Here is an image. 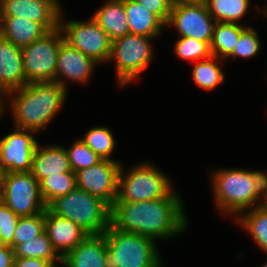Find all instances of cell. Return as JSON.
<instances>
[{
	"label": "cell",
	"mask_w": 267,
	"mask_h": 267,
	"mask_svg": "<svg viewBox=\"0 0 267 267\" xmlns=\"http://www.w3.org/2000/svg\"><path fill=\"white\" fill-rule=\"evenodd\" d=\"M60 0H0V16L24 17L42 25L48 32L59 28Z\"/></svg>",
	"instance_id": "5bb4252c"
},
{
	"label": "cell",
	"mask_w": 267,
	"mask_h": 267,
	"mask_svg": "<svg viewBox=\"0 0 267 267\" xmlns=\"http://www.w3.org/2000/svg\"><path fill=\"white\" fill-rule=\"evenodd\" d=\"M80 139L101 159L114 160L111 155L114 152L116 140L109 128L105 126L91 128Z\"/></svg>",
	"instance_id": "f1b7e54d"
},
{
	"label": "cell",
	"mask_w": 267,
	"mask_h": 267,
	"mask_svg": "<svg viewBox=\"0 0 267 267\" xmlns=\"http://www.w3.org/2000/svg\"><path fill=\"white\" fill-rule=\"evenodd\" d=\"M41 197L48 206L53 200L64 196L77 187L76 173L65 172L49 176L39 182Z\"/></svg>",
	"instance_id": "83f0119b"
},
{
	"label": "cell",
	"mask_w": 267,
	"mask_h": 267,
	"mask_svg": "<svg viewBox=\"0 0 267 267\" xmlns=\"http://www.w3.org/2000/svg\"><path fill=\"white\" fill-rule=\"evenodd\" d=\"M3 245V242H2V240H1V238H0V246H2Z\"/></svg>",
	"instance_id": "7bdbcfd3"
},
{
	"label": "cell",
	"mask_w": 267,
	"mask_h": 267,
	"mask_svg": "<svg viewBox=\"0 0 267 267\" xmlns=\"http://www.w3.org/2000/svg\"><path fill=\"white\" fill-rule=\"evenodd\" d=\"M97 64L94 60L63 41L58 51L55 82L67 88V80L85 84L91 79Z\"/></svg>",
	"instance_id": "9a60e30c"
},
{
	"label": "cell",
	"mask_w": 267,
	"mask_h": 267,
	"mask_svg": "<svg viewBox=\"0 0 267 267\" xmlns=\"http://www.w3.org/2000/svg\"><path fill=\"white\" fill-rule=\"evenodd\" d=\"M103 234L107 244V267H163L157 241L118 230L112 224Z\"/></svg>",
	"instance_id": "5b68a950"
},
{
	"label": "cell",
	"mask_w": 267,
	"mask_h": 267,
	"mask_svg": "<svg viewBox=\"0 0 267 267\" xmlns=\"http://www.w3.org/2000/svg\"><path fill=\"white\" fill-rule=\"evenodd\" d=\"M172 7L181 5V4H195L199 3V0H169Z\"/></svg>",
	"instance_id": "74e56055"
},
{
	"label": "cell",
	"mask_w": 267,
	"mask_h": 267,
	"mask_svg": "<svg viewBox=\"0 0 267 267\" xmlns=\"http://www.w3.org/2000/svg\"><path fill=\"white\" fill-rule=\"evenodd\" d=\"M45 231L54 250L63 259L89 234L71 220L52 213L48 208L44 211Z\"/></svg>",
	"instance_id": "2e32d148"
},
{
	"label": "cell",
	"mask_w": 267,
	"mask_h": 267,
	"mask_svg": "<svg viewBox=\"0 0 267 267\" xmlns=\"http://www.w3.org/2000/svg\"><path fill=\"white\" fill-rule=\"evenodd\" d=\"M124 169L121 163L115 201H149L166 197L173 190L170 178L151 163H138L127 172Z\"/></svg>",
	"instance_id": "8992f818"
},
{
	"label": "cell",
	"mask_w": 267,
	"mask_h": 267,
	"mask_svg": "<svg viewBox=\"0 0 267 267\" xmlns=\"http://www.w3.org/2000/svg\"><path fill=\"white\" fill-rule=\"evenodd\" d=\"M36 132L14 127V131L0 139V173L30 172L35 148Z\"/></svg>",
	"instance_id": "7c38bea8"
},
{
	"label": "cell",
	"mask_w": 267,
	"mask_h": 267,
	"mask_svg": "<svg viewBox=\"0 0 267 267\" xmlns=\"http://www.w3.org/2000/svg\"><path fill=\"white\" fill-rule=\"evenodd\" d=\"M70 171L71 167L65 147L60 144L41 147L38 142L33 153L30 171L38 182L46 177Z\"/></svg>",
	"instance_id": "ac0fdd59"
},
{
	"label": "cell",
	"mask_w": 267,
	"mask_h": 267,
	"mask_svg": "<svg viewBox=\"0 0 267 267\" xmlns=\"http://www.w3.org/2000/svg\"><path fill=\"white\" fill-rule=\"evenodd\" d=\"M130 34L160 37L166 24L136 0H124Z\"/></svg>",
	"instance_id": "7402d4cb"
},
{
	"label": "cell",
	"mask_w": 267,
	"mask_h": 267,
	"mask_svg": "<svg viewBox=\"0 0 267 267\" xmlns=\"http://www.w3.org/2000/svg\"><path fill=\"white\" fill-rule=\"evenodd\" d=\"M174 54L183 61L208 59L211 56L210 45L191 37H178L174 44Z\"/></svg>",
	"instance_id": "f546056e"
},
{
	"label": "cell",
	"mask_w": 267,
	"mask_h": 267,
	"mask_svg": "<svg viewBox=\"0 0 267 267\" xmlns=\"http://www.w3.org/2000/svg\"><path fill=\"white\" fill-rule=\"evenodd\" d=\"M186 215L183 200L174 190L163 198L115 201L111 206V224L116 229L143 235L154 241L180 236L188 228Z\"/></svg>",
	"instance_id": "6da1fadb"
},
{
	"label": "cell",
	"mask_w": 267,
	"mask_h": 267,
	"mask_svg": "<svg viewBox=\"0 0 267 267\" xmlns=\"http://www.w3.org/2000/svg\"><path fill=\"white\" fill-rule=\"evenodd\" d=\"M25 85L22 48L0 35V93L5 96Z\"/></svg>",
	"instance_id": "e0dca14e"
},
{
	"label": "cell",
	"mask_w": 267,
	"mask_h": 267,
	"mask_svg": "<svg viewBox=\"0 0 267 267\" xmlns=\"http://www.w3.org/2000/svg\"><path fill=\"white\" fill-rule=\"evenodd\" d=\"M149 12L158 16L165 24L168 23L172 5L169 0H136Z\"/></svg>",
	"instance_id": "e575fe53"
},
{
	"label": "cell",
	"mask_w": 267,
	"mask_h": 267,
	"mask_svg": "<svg viewBox=\"0 0 267 267\" xmlns=\"http://www.w3.org/2000/svg\"><path fill=\"white\" fill-rule=\"evenodd\" d=\"M3 99H4V96L0 93V108L2 107Z\"/></svg>",
	"instance_id": "60d3db41"
},
{
	"label": "cell",
	"mask_w": 267,
	"mask_h": 267,
	"mask_svg": "<svg viewBox=\"0 0 267 267\" xmlns=\"http://www.w3.org/2000/svg\"><path fill=\"white\" fill-rule=\"evenodd\" d=\"M13 267H55L50 261L38 258L15 257Z\"/></svg>",
	"instance_id": "d590c367"
},
{
	"label": "cell",
	"mask_w": 267,
	"mask_h": 267,
	"mask_svg": "<svg viewBox=\"0 0 267 267\" xmlns=\"http://www.w3.org/2000/svg\"><path fill=\"white\" fill-rule=\"evenodd\" d=\"M48 31L39 23L16 16H0V35L19 48L43 37Z\"/></svg>",
	"instance_id": "ffe728a7"
},
{
	"label": "cell",
	"mask_w": 267,
	"mask_h": 267,
	"mask_svg": "<svg viewBox=\"0 0 267 267\" xmlns=\"http://www.w3.org/2000/svg\"><path fill=\"white\" fill-rule=\"evenodd\" d=\"M260 267H267V260H266V262H265L264 264H262V266H260Z\"/></svg>",
	"instance_id": "b9f144b4"
},
{
	"label": "cell",
	"mask_w": 267,
	"mask_h": 267,
	"mask_svg": "<svg viewBox=\"0 0 267 267\" xmlns=\"http://www.w3.org/2000/svg\"><path fill=\"white\" fill-rule=\"evenodd\" d=\"M45 229L44 212L33 216L20 217L14 231L13 249L26 240L40 235Z\"/></svg>",
	"instance_id": "1f68e13d"
},
{
	"label": "cell",
	"mask_w": 267,
	"mask_h": 267,
	"mask_svg": "<svg viewBox=\"0 0 267 267\" xmlns=\"http://www.w3.org/2000/svg\"><path fill=\"white\" fill-rule=\"evenodd\" d=\"M222 61L225 60L212 55L208 59L199 60L192 71V79L195 84L206 91H211L224 83L225 75L221 67Z\"/></svg>",
	"instance_id": "484cf974"
},
{
	"label": "cell",
	"mask_w": 267,
	"mask_h": 267,
	"mask_svg": "<svg viewBox=\"0 0 267 267\" xmlns=\"http://www.w3.org/2000/svg\"><path fill=\"white\" fill-rule=\"evenodd\" d=\"M14 254L15 257L45 259L55 267H60V264L62 267V258L54 250L45 230L40 235L18 244L14 248Z\"/></svg>",
	"instance_id": "d4e9b609"
},
{
	"label": "cell",
	"mask_w": 267,
	"mask_h": 267,
	"mask_svg": "<svg viewBox=\"0 0 267 267\" xmlns=\"http://www.w3.org/2000/svg\"><path fill=\"white\" fill-rule=\"evenodd\" d=\"M259 11L263 12L264 13V16H266V19H267V6L263 7V9L262 10H259Z\"/></svg>",
	"instance_id": "ab89813d"
},
{
	"label": "cell",
	"mask_w": 267,
	"mask_h": 267,
	"mask_svg": "<svg viewBox=\"0 0 267 267\" xmlns=\"http://www.w3.org/2000/svg\"><path fill=\"white\" fill-rule=\"evenodd\" d=\"M67 91L56 82L26 84L4 96L1 115H4L8 106L14 127L39 133L63 108Z\"/></svg>",
	"instance_id": "7a4b0ae2"
},
{
	"label": "cell",
	"mask_w": 267,
	"mask_h": 267,
	"mask_svg": "<svg viewBox=\"0 0 267 267\" xmlns=\"http://www.w3.org/2000/svg\"><path fill=\"white\" fill-rule=\"evenodd\" d=\"M65 150L71 170L75 173L82 169L89 168L102 160L81 139H76L69 148L65 147Z\"/></svg>",
	"instance_id": "4dcf8cb0"
},
{
	"label": "cell",
	"mask_w": 267,
	"mask_h": 267,
	"mask_svg": "<svg viewBox=\"0 0 267 267\" xmlns=\"http://www.w3.org/2000/svg\"><path fill=\"white\" fill-rule=\"evenodd\" d=\"M251 0H207L209 14L216 22L237 23L247 14Z\"/></svg>",
	"instance_id": "4316f807"
},
{
	"label": "cell",
	"mask_w": 267,
	"mask_h": 267,
	"mask_svg": "<svg viewBox=\"0 0 267 267\" xmlns=\"http://www.w3.org/2000/svg\"><path fill=\"white\" fill-rule=\"evenodd\" d=\"M215 23L205 2H200L172 7L166 27L176 28L180 37H191L210 45Z\"/></svg>",
	"instance_id": "8fae6325"
},
{
	"label": "cell",
	"mask_w": 267,
	"mask_h": 267,
	"mask_svg": "<svg viewBox=\"0 0 267 267\" xmlns=\"http://www.w3.org/2000/svg\"><path fill=\"white\" fill-rule=\"evenodd\" d=\"M210 175L217 211L236 219L242 212L261 205L267 172L222 168Z\"/></svg>",
	"instance_id": "3957f363"
},
{
	"label": "cell",
	"mask_w": 267,
	"mask_h": 267,
	"mask_svg": "<svg viewBox=\"0 0 267 267\" xmlns=\"http://www.w3.org/2000/svg\"><path fill=\"white\" fill-rule=\"evenodd\" d=\"M264 209L267 210V180L265 183V187H264V196H263V200L261 201V205Z\"/></svg>",
	"instance_id": "f35d334b"
},
{
	"label": "cell",
	"mask_w": 267,
	"mask_h": 267,
	"mask_svg": "<svg viewBox=\"0 0 267 267\" xmlns=\"http://www.w3.org/2000/svg\"><path fill=\"white\" fill-rule=\"evenodd\" d=\"M246 27L247 24L216 22L210 43L211 55L219 59L227 60L234 51L240 33Z\"/></svg>",
	"instance_id": "603a6c76"
},
{
	"label": "cell",
	"mask_w": 267,
	"mask_h": 267,
	"mask_svg": "<svg viewBox=\"0 0 267 267\" xmlns=\"http://www.w3.org/2000/svg\"><path fill=\"white\" fill-rule=\"evenodd\" d=\"M59 28L64 41L94 60L97 64L108 63L111 55L112 40L91 17L87 21L64 20L63 10Z\"/></svg>",
	"instance_id": "30bf717a"
},
{
	"label": "cell",
	"mask_w": 267,
	"mask_h": 267,
	"mask_svg": "<svg viewBox=\"0 0 267 267\" xmlns=\"http://www.w3.org/2000/svg\"><path fill=\"white\" fill-rule=\"evenodd\" d=\"M14 258V249L11 246H0V267H13Z\"/></svg>",
	"instance_id": "8d00e7d4"
},
{
	"label": "cell",
	"mask_w": 267,
	"mask_h": 267,
	"mask_svg": "<svg viewBox=\"0 0 267 267\" xmlns=\"http://www.w3.org/2000/svg\"><path fill=\"white\" fill-rule=\"evenodd\" d=\"M235 221L267 255V210L262 206L242 212Z\"/></svg>",
	"instance_id": "cb8c5ba5"
},
{
	"label": "cell",
	"mask_w": 267,
	"mask_h": 267,
	"mask_svg": "<svg viewBox=\"0 0 267 267\" xmlns=\"http://www.w3.org/2000/svg\"><path fill=\"white\" fill-rule=\"evenodd\" d=\"M261 49V41L256 30L252 26H247L241 33L239 40L234 47V51L228 58H253L257 56Z\"/></svg>",
	"instance_id": "d6a6232c"
},
{
	"label": "cell",
	"mask_w": 267,
	"mask_h": 267,
	"mask_svg": "<svg viewBox=\"0 0 267 267\" xmlns=\"http://www.w3.org/2000/svg\"><path fill=\"white\" fill-rule=\"evenodd\" d=\"M120 166L121 162L116 159H102L89 168L77 171V187L112 206L117 199Z\"/></svg>",
	"instance_id": "4fadbf2b"
},
{
	"label": "cell",
	"mask_w": 267,
	"mask_h": 267,
	"mask_svg": "<svg viewBox=\"0 0 267 267\" xmlns=\"http://www.w3.org/2000/svg\"><path fill=\"white\" fill-rule=\"evenodd\" d=\"M64 36L60 28L22 48L26 84L55 82L58 51Z\"/></svg>",
	"instance_id": "9c48e42d"
},
{
	"label": "cell",
	"mask_w": 267,
	"mask_h": 267,
	"mask_svg": "<svg viewBox=\"0 0 267 267\" xmlns=\"http://www.w3.org/2000/svg\"><path fill=\"white\" fill-rule=\"evenodd\" d=\"M0 200L20 217L47 209L38 180L31 172H5L0 177Z\"/></svg>",
	"instance_id": "ba28073f"
},
{
	"label": "cell",
	"mask_w": 267,
	"mask_h": 267,
	"mask_svg": "<svg viewBox=\"0 0 267 267\" xmlns=\"http://www.w3.org/2000/svg\"><path fill=\"white\" fill-rule=\"evenodd\" d=\"M20 216L0 200V238L4 245L13 248L14 231Z\"/></svg>",
	"instance_id": "836d02e7"
},
{
	"label": "cell",
	"mask_w": 267,
	"mask_h": 267,
	"mask_svg": "<svg viewBox=\"0 0 267 267\" xmlns=\"http://www.w3.org/2000/svg\"><path fill=\"white\" fill-rule=\"evenodd\" d=\"M47 208L71 220L89 235H101L111 225V206L100 197L78 187L53 200Z\"/></svg>",
	"instance_id": "277c9868"
},
{
	"label": "cell",
	"mask_w": 267,
	"mask_h": 267,
	"mask_svg": "<svg viewBox=\"0 0 267 267\" xmlns=\"http://www.w3.org/2000/svg\"><path fill=\"white\" fill-rule=\"evenodd\" d=\"M106 237L88 235L62 259V267H107Z\"/></svg>",
	"instance_id": "d6986e66"
},
{
	"label": "cell",
	"mask_w": 267,
	"mask_h": 267,
	"mask_svg": "<svg viewBox=\"0 0 267 267\" xmlns=\"http://www.w3.org/2000/svg\"><path fill=\"white\" fill-rule=\"evenodd\" d=\"M153 37L127 34L112 41L109 63L115 64L117 85L123 88L149 67L154 51L151 41Z\"/></svg>",
	"instance_id": "52a82bcc"
},
{
	"label": "cell",
	"mask_w": 267,
	"mask_h": 267,
	"mask_svg": "<svg viewBox=\"0 0 267 267\" xmlns=\"http://www.w3.org/2000/svg\"><path fill=\"white\" fill-rule=\"evenodd\" d=\"M92 18L112 41L130 34L124 0H106V3L94 12Z\"/></svg>",
	"instance_id": "44dd1931"
},
{
	"label": "cell",
	"mask_w": 267,
	"mask_h": 267,
	"mask_svg": "<svg viewBox=\"0 0 267 267\" xmlns=\"http://www.w3.org/2000/svg\"><path fill=\"white\" fill-rule=\"evenodd\" d=\"M206 1H207V0H199V3H200V2H206Z\"/></svg>",
	"instance_id": "ee69618b"
}]
</instances>
